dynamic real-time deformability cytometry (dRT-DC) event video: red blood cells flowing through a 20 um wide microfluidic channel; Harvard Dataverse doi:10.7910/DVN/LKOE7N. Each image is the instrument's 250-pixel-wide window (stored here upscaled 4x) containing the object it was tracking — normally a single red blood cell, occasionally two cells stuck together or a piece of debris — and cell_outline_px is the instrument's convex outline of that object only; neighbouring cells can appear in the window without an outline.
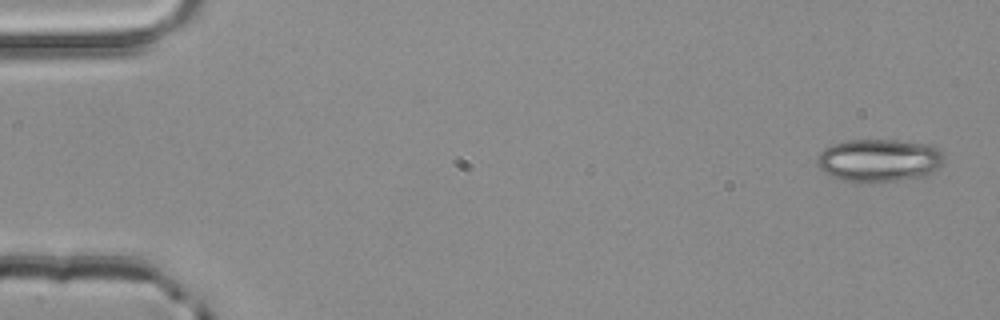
{"species": "common noctule bat (a hibernating species)", "species_latin": "Nyctalus noctula", "temperature_condition": "room temperature", "stored_images_in_passage": 3, "camera_frame_rate_fps": 3000, "um_per_image_px": 0.085, "animal": {"sex": "male", "body_mass_g": 20.4}, "frame": {"image": 1, "passage_image": 1, "time_ms": 0.0, "image_size_px": [1000, 320], "cell_outline_px": [[944, 164], [932, 172], [924, 176], [896, 180], [844, 180], [832, 176], [824, 172], [816, 164], [816, 156], [824, 148], [832, 144], [848, 140], [896, 140], [924, 144], [936, 148], [944, 156]], "centroid_in_image_um": [74.7, 13.6], "position_along_channel_um": 10.3, "area_um2": 31.1}}